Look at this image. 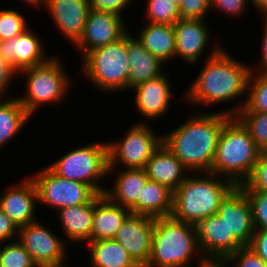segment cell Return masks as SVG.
<instances>
[{
  "mask_svg": "<svg viewBox=\"0 0 267 267\" xmlns=\"http://www.w3.org/2000/svg\"><path fill=\"white\" fill-rule=\"evenodd\" d=\"M230 117L222 111L193 114L171 133L162 134V143L188 172H211L221 131Z\"/></svg>",
  "mask_w": 267,
  "mask_h": 267,
  "instance_id": "1",
  "label": "cell"
},
{
  "mask_svg": "<svg viewBox=\"0 0 267 267\" xmlns=\"http://www.w3.org/2000/svg\"><path fill=\"white\" fill-rule=\"evenodd\" d=\"M205 65L188 88L186 99L199 105L232 101L248 91V80L252 66L236 61L234 57L215 44Z\"/></svg>",
  "mask_w": 267,
  "mask_h": 267,
  "instance_id": "2",
  "label": "cell"
},
{
  "mask_svg": "<svg viewBox=\"0 0 267 267\" xmlns=\"http://www.w3.org/2000/svg\"><path fill=\"white\" fill-rule=\"evenodd\" d=\"M260 152L247 128L231 116L221 131L211 173L241 185L251 175Z\"/></svg>",
  "mask_w": 267,
  "mask_h": 267,
  "instance_id": "3",
  "label": "cell"
},
{
  "mask_svg": "<svg viewBox=\"0 0 267 267\" xmlns=\"http://www.w3.org/2000/svg\"><path fill=\"white\" fill-rule=\"evenodd\" d=\"M204 174V178L186 176L173 192V219L196 225L200 220L217 214L220 200L234 184L226 178L219 181L214 173Z\"/></svg>",
  "mask_w": 267,
  "mask_h": 267,
  "instance_id": "4",
  "label": "cell"
},
{
  "mask_svg": "<svg viewBox=\"0 0 267 267\" xmlns=\"http://www.w3.org/2000/svg\"><path fill=\"white\" fill-rule=\"evenodd\" d=\"M200 253L195 225L171 216L155 218L151 254L144 267H188Z\"/></svg>",
  "mask_w": 267,
  "mask_h": 267,
  "instance_id": "5",
  "label": "cell"
},
{
  "mask_svg": "<svg viewBox=\"0 0 267 267\" xmlns=\"http://www.w3.org/2000/svg\"><path fill=\"white\" fill-rule=\"evenodd\" d=\"M82 60L85 75L99 90L107 93L129 90L127 34L120 40L90 51Z\"/></svg>",
  "mask_w": 267,
  "mask_h": 267,
  "instance_id": "6",
  "label": "cell"
},
{
  "mask_svg": "<svg viewBox=\"0 0 267 267\" xmlns=\"http://www.w3.org/2000/svg\"><path fill=\"white\" fill-rule=\"evenodd\" d=\"M63 67L59 58L54 56L46 63L19 71L27 78V91L18 100L30 116L44 104L59 103L67 94L71 84Z\"/></svg>",
  "mask_w": 267,
  "mask_h": 267,
  "instance_id": "7",
  "label": "cell"
},
{
  "mask_svg": "<svg viewBox=\"0 0 267 267\" xmlns=\"http://www.w3.org/2000/svg\"><path fill=\"white\" fill-rule=\"evenodd\" d=\"M48 167L60 177L88 184L96 193L104 194L105 188L98 182L108 176L107 142L74 149Z\"/></svg>",
  "mask_w": 267,
  "mask_h": 267,
  "instance_id": "8",
  "label": "cell"
},
{
  "mask_svg": "<svg viewBox=\"0 0 267 267\" xmlns=\"http://www.w3.org/2000/svg\"><path fill=\"white\" fill-rule=\"evenodd\" d=\"M134 125L120 142L107 143L108 174L115 170L116 164L128 169H144L152 154L161 146L162 135L158 136L147 123Z\"/></svg>",
  "mask_w": 267,
  "mask_h": 267,
  "instance_id": "9",
  "label": "cell"
},
{
  "mask_svg": "<svg viewBox=\"0 0 267 267\" xmlns=\"http://www.w3.org/2000/svg\"><path fill=\"white\" fill-rule=\"evenodd\" d=\"M34 175L38 202L57 210L88 203L97 194L88 184L60 177L48 166Z\"/></svg>",
  "mask_w": 267,
  "mask_h": 267,
  "instance_id": "10",
  "label": "cell"
},
{
  "mask_svg": "<svg viewBox=\"0 0 267 267\" xmlns=\"http://www.w3.org/2000/svg\"><path fill=\"white\" fill-rule=\"evenodd\" d=\"M19 242L33 258L37 266L64 264L65 241L43 227L41 222L34 221L19 227Z\"/></svg>",
  "mask_w": 267,
  "mask_h": 267,
  "instance_id": "11",
  "label": "cell"
},
{
  "mask_svg": "<svg viewBox=\"0 0 267 267\" xmlns=\"http://www.w3.org/2000/svg\"><path fill=\"white\" fill-rule=\"evenodd\" d=\"M217 214L225 222L229 233L243 246L250 245L255 227L251 203L241 185H234L220 200Z\"/></svg>",
  "mask_w": 267,
  "mask_h": 267,
  "instance_id": "12",
  "label": "cell"
},
{
  "mask_svg": "<svg viewBox=\"0 0 267 267\" xmlns=\"http://www.w3.org/2000/svg\"><path fill=\"white\" fill-rule=\"evenodd\" d=\"M127 33L120 15L90 9L82 35L75 45L84 58L90 51L120 40Z\"/></svg>",
  "mask_w": 267,
  "mask_h": 267,
  "instance_id": "13",
  "label": "cell"
},
{
  "mask_svg": "<svg viewBox=\"0 0 267 267\" xmlns=\"http://www.w3.org/2000/svg\"><path fill=\"white\" fill-rule=\"evenodd\" d=\"M195 229L198 246L204 259L226 260L244 247L232 233H229L228 227L218 214L200 220Z\"/></svg>",
  "mask_w": 267,
  "mask_h": 267,
  "instance_id": "14",
  "label": "cell"
},
{
  "mask_svg": "<svg viewBox=\"0 0 267 267\" xmlns=\"http://www.w3.org/2000/svg\"><path fill=\"white\" fill-rule=\"evenodd\" d=\"M154 227L155 218L130 214L114 238L140 267H144L149 261Z\"/></svg>",
  "mask_w": 267,
  "mask_h": 267,
  "instance_id": "15",
  "label": "cell"
},
{
  "mask_svg": "<svg viewBox=\"0 0 267 267\" xmlns=\"http://www.w3.org/2000/svg\"><path fill=\"white\" fill-rule=\"evenodd\" d=\"M29 28L22 34L0 41V55L17 71L46 63L43 43Z\"/></svg>",
  "mask_w": 267,
  "mask_h": 267,
  "instance_id": "16",
  "label": "cell"
},
{
  "mask_svg": "<svg viewBox=\"0 0 267 267\" xmlns=\"http://www.w3.org/2000/svg\"><path fill=\"white\" fill-rule=\"evenodd\" d=\"M4 193L0 197V208L18 228L37 220L34 216L38 193L31 177Z\"/></svg>",
  "mask_w": 267,
  "mask_h": 267,
  "instance_id": "17",
  "label": "cell"
},
{
  "mask_svg": "<svg viewBox=\"0 0 267 267\" xmlns=\"http://www.w3.org/2000/svg\"><path fill=\"white\" fill-rule=\"evenodd\" d=\"M45 8L63 36L65 34L75 45L86 24L89 0H46Z\"/></svg>",
  "mask_w": 267,
  "mask_h": 267,
  "instance_id": "18",
  "label": "cell"
},
{
  "mask_svg": "<svg viewBox=\"0 0 267 267\" xmlns=\"http://www.w3.org/2000/svg\"><path fill=\"white\" fill-rule=\"evenodd\" d=\"M175 56H179L188 64L202 58V53L209 43V28L204 20L180 19L174 25Z\"/></svg>",
  "mask_w": 267,
  "mask_h": 267,
  "instance_id": "19",
  "label": "cell"
},
{
  "mask_svg": "<svg viewBox=\"0 0 267 267\" xmlns=\"http://www.w3.org/2000/svg\"><path fill=\"white\" fill-rule=\"evenodd\" d=\"M162 74L144 83L135 86L133 91L136 93L134 102L136 109L145 119L159 118L167 112L172 96L169 78Z\"/></svg>",
  "mask_w": 267,
  "mask_h": 267,
  "instance_id": "20",
  "label": "cell"
},
{
  "mask_svg": "<svg viewBox=\"0 0 267 267\" xmlns=\"http://www.w3.org/2000/svg\"><path fill=\"white\" fill-rule=\"evenodd\" d=\"M131 214L128 208L111 201L105 194L94 196V213L90 242L103 239H114L118 229Z\"/></svg>",
  "mask_w": 267,
  "mask_h": 267,
  "instance_id": "21",
  "label": "cell"
},
{
  "mask_svg": "<svg viewBox=\"0 0 267 267\" xmlns=\"http://www.w3.org/2000/svg\"><path fill=\"white\" fill-rule=\"evenodd\" d=\"M144 169L148 179L167 186L173 192L186 179L185 174H188L182 162L163 143L152 154Z\"/></svg>",
  "mask_w": 267,
  "mask_h": 267,
  "instance_id": "22",
  "label": "cell"
},
{
  "mask_svg": "<svg viewBox=\"0 0 267 267\" xmlns=\"http://www.w3.org/2000/svg\"><path fill=\"white\" fill-rule=\"evenodd\" d=\"M172 209L173 191L148 179L138 195L137 202L129 210L131 214L162 218L170 217Z\"/></svg>",
  "mask_w": 267,
  "mask_h": 267,
  "instance_id": "23",
  "label": "cell"
},
{
  "mask_svg": "<svg viewBox=\"0 0 267 267\" xmlns=\"http://www.w3.org/2000/svg\"><path fill=\"white\" fill-rule=\"evenodd\" d=\"M130 33H127V55L130 63L129 89L164 74L160 59L152 55ZM163 64V65H162Z\"/></svg>",
  "mask_w": 267,
  "mask_h": 267,
  "instance_id": "24",
  "label": "cell"
},
{
  "mask_svg": "<svg viewBox=\"0 0 267 267\" xmlns=\"http://www.w3.org/2000/svg\"><path fill=\"white\" fill-rule=\"evenodd\" d=\"M135 37L146 50L163 63L175 56V30L173 25L147 23Z\"/></svg>",
  "mask_w": 267,
  "mask_h": 267,
  "instance_id": "25",
  "label": "cell"
},
{
  "mask_svg": "<svg viewBox=\"0 0 267 267\" xmlns=\"http://www.w3.org/2000/svg\"><path fill=\"white\" fill-rule=\"evenodd\" d=\"M58 213L67 240L90 242L94 197L88 203L62 208Z\"/></svg>",
  "mask_w": 267,
  "mask_h": 267,
  "instance_id": "26",
  "label": "cell"
},
{
  "mask_svg": "<svg viewBox=\"0 0 267 267\" xmlns=\"http://www.w3.org/2000/svg\"><path fill=\"white\" fill-rule=\"evenodd\" d=\"M145 169H128L118 172L114 189H105L104 194L114 203L130 209L147 182ZM113 191V192H112Z\"/></svg>",
  "mask_w": 267,
  "mask_h": 267,
  "instance_id": "27",
  "label": "cell"
},
{
  "mask_svg": "<svg viewBox=\"0 0 267 267\" xmlns=\"http://www.w3.org/2000/svg\"><path fill=\"white\" fill-rule=\"evenodd\" d=\"M90 261L94 267H140L115 239L88 242Z\"/></svg>",
  "mask_w": 267,
  "mask_h": 267,
  "instance_id": "28",
  "label": "cell"
},
{
  "mask_svg": "<svg viewBox=\"0 0 267 267\" xmlns=\"http://www.w3.org/2000/svg\"><path fill=\"white\" fill-rule=\"evenodd\" d=\"M30 118L18 98L0 101V148L16 136Z\"/></svg>",
  "mask_w": 267,
  "mask_h": 267,
  "instance_id": "29",
  "label": "cell"
},
{
  "mask_svg": "<svg viewBox=\"0 0 267 267\" xmlns=\"http://www.w3.org/2000/svg\"><path fill=\"white\" fill-rule=\"evenodd\" d=\"M256 74V75H255ZM249 95L246 101L234 106L232 109L223 111L235 116L238 112H267V73L251 71L248 80Z\"/></svg>",
  "mask_w": 267,
  "mask_h": 267,
  "instance_id": "30",
  "label": "cell"
},
{
  "mask_svg": "<svg viewBox=\"0 0 267 267\" xmlns=\"http://www.w3.org/2000/svg\"><path fill=\"white\" fill-rule=\"evenodd\" d=\"M247 128L254 143L261 149L267 148V112H238L235 115Z\"/></svg>",
  "mask_w": 267,
  "mask_h": 267,
  "instance_id": "31",
  "label": "cell"
},
{
  "mask_svg": "<svg viewBox=\"0 0 267 267\" xmlns=\"http://www.w3.org/2000/svg\"><path fill=\"white\" fill-rule=\"evenodd\" d=\"M147 13L149 23L174 25L181 19L179 5L172 0H147Z\"/></svg>",
  "mask_w": 267,
  "mask_h": 267,
  "instance_id": "32",
  "label": "cell"
},
{
  "mask_svg": "<svg viewBox=\"0 0 267 267\" xmlns=\"http://www.w3.org/2000/svg\"><path fill=\"white\" fill-rule=\"evenodd\" d=\"M0 267H38L19 242H9L0 247Z\"/></svg>",
  "mask_w": 267,
  "mask_h": 267,
  "instance_id": "33",
  "label": "cell"
},
{
  "mask_svg": "<svg viewBox=\"0 0 267 267\" xmlns=\"http://www.w3.org/2000/svg\"><path fill=\"white\" fill-rule=\"evenodd\" d=\"M28 29L20 13L15 10H0V41H6L19 36Z\"/></svg>",
  "mask_w": 267,
  "mask_h": 267,
  "instance_id": "34",
  "label": "cell"
},
{
  "mask_svg": "<svg viewBox=\"0 0 267 267\" xmlns=\"http://www.w3.org/2000/svg\"><path fill=\"white\" fill-rule=\"evenodd\" d=\"M243 191L267 192V153L261 150L249 178L241 184Z\"/></svg>",
  "mask_w": 267,
  "mask_h": 267,
  "instance_id": "35",
  "label": "cell"
},
{
  "mask_svg": "<svg viewBox=\"0 0 267 267\" xmlns=\"http://www.w3.org/2000/svg\"><path fill=\"white\" fill-rule=\"evenodd\" d=\"M252 208L255 229H267V192L244 191Z\"/></svg>",
  "mask_w": 267,
  "mask_h": 267,
  "instance_id": "36",
  "label": "cell"
},
{
  "mask_svg": "<svg viewBox=\"0 0 267 267\" xmlns=\"http://www.w3.org/2000/svg\"><path fill=\"white\" fill-rule=\"evenodd\" d=\"M226 261L234 267H266V262L248 246L238 249Z\"/></svg>",
  "mask_w": 267,
  "mask_h": 267,
  "instance_id": "37",
  "label": "cell"
},
{
  "mask_svg": "<svg viewBox=\"0 0 267 267\" xmlns=\"http://www.w3.org/2000/svg\"><path fill=\"white\" fill-rule=\"evenodd\" d=\"M209 9L211 0H183L179 5L181 19L204 20Z\"/></svg>",
  "mask_w": 267,
  "mask_h": 267,
  "instance_id": "38",
  "label": "cell"
},
{
  "mask_svg": "<svg viewBox=\"0 0 267 267\" xmlns=\"http://www.w3.org/2000/svg\"><path fill=\"white\" fill-rule=\"evenodd\" d=\"M132 0H89L90 9L97 11H109L122 16L123 9Z\"/></svg>",
  "mask_w": 267,
  "mask_h": 267,
  "instance_id": "39",
  "label": "cell"
},
{
  "mask_svg": "<svg viewBox=\"0 0 267 267\" xmlns=\"http://www.w3.org/2000/svg\"><path fill=\"white\" fill-rule=\"evenodd\" d=\"M249 1V0H248ZM247 0H211V8H216L219 11L226 12L229 15H241L245 11Z\"/></svg>",
  "mask_w": 267,
  "mask_h": 267,
  "instance_id": "40",
  "label": "cell"
},
{
  "mask_svg": "<svg viewBox=\"0 0 267 267\" xmlns=\"http://www.w3.org/2000/svg\"><path fill=\"white\" fill-rule=\"evenodd\" d=\"M248 247L267 263V229H255Z\"/></svg>",
  "mask_w": 267,
  "mask_h": 267,
  "instance_id": "41",
  "label": "cell"
},
{
  "mask_svg": "<svg viewBox=\"0 0 267 267\" xmlns=\"http://www.w3.org/2000/svg\"><path fill=\"white\" fill-rule=\"evenodd\" d=\"M18 232L17 225L0 208V243L7 240L10 242V239L15 238V235L18 238Z\"/></svg>",
  "mask_w": 267,
  "mask_h": 267,
  "instance_id": "42",
  "label": "cell"
},
{
  "mask_svg": "<svg viewBox=\"0 0 267 267\" xmlns=\"http://www.w3.org/2000/svg\"><path fill=\"white\" fill-rule=\"evenodd\" d=\"M16 73L18 72L11 66V64L0 55V100L3 98L1 95L7 92L6 89L10 86L9 84L13 81L12 77H14Z\"/></svg>",
  "mask_w": 267,
  "mask_h": 267,
  "instance_id": "43",
  "label": "cell"
},
{
  "mask_svg": "<svg viewBox=\"0 0 267 267\" xmlns=\"http://www.w3.org/2000/svg\"><path fill=\"white\" fill-rule=\"evenodd\" d=\"M265 26H264V32H263V38H262V57L260 59L261 62H260V65L258 67L260 68H257L256 70L254 69V67H252L253 71H257V72H262V73H267V17H265ZM262 63V64H261Z\"/></svg>",
  "mask_w": 267,
  "mask_h": 267,
  "instance_id": "44",
  "label": "cell"
},
{
  "mask_svg": "<svg viewBox=\"0 0 267 267\" xmlns=\"http://www.w3.org/2000/svg\"><path fill=\"white\" fill-rule=\"evenodd\" d=\"M199 259V267H228L229 263L226 260H217V259H204L201 258Z\"/></svg>",
  "mask_w": 267,
  "mask_h": 267,
  "instance_id": "45",
  "label": "cell"
},
{
  "mask_svg": "<svg viewBox=\"0 0 267 267\" xmlns=\"http://www.w3.org/2000/svg\"><path fill=\"white\" fill-rule=\"evenodd\" d=\"M253 5L267 17V0H251Z\"/></svg>",
  "mask_w": 267,
  "mask_h": 267,
  "instance_id": "46",
  "label": "cell"
},
{
  "mask_svg": "<svg viewBox=\"0 0 267 267\" xmlns=\"http://www.w3.org/2000/svg\"><path fill=\"white\" fill-rule=\"evenodd\" d=\"M23 1H25L26 3L28 2V4H31L32 6H36L37 8L40 4L42 5L44 4L45 6V2H46V0H23Z\"/></svg>",
  "mask_w": 267,
  "mask_h": 267,
  "instance_id": "47",
  "label": "cell"
},
{
  "mask_svg": "<svg viewBox=\"0 0 267 267\" xmlns=\"http://www.w3.org/2000/svg\"><path fill=\"white\" fill-rule=\"evenodd\" d=\"M38 267H66L64 264H59V265H46V266H38Z\"/></svg>",
  "mask_w": 267,
  "mask_h": 267,
  "instance_id": "48",
  "label": "cell"
},
{
  "mask_svg": "<svg viewBox=\"0 0 267 267\" xmlns=\"http://www.w3.org/2000/svg\"><path fill=\"white\" fill-rule=\"evenodd\" d=\"M172 1H174L175 3H177V5H180L183 0H172Z\"/></svg>",
  "mask_w": 267,
  "mask_h": 267,
  "instance_id": "49",
  "label": "cell"
}]
</instances>
